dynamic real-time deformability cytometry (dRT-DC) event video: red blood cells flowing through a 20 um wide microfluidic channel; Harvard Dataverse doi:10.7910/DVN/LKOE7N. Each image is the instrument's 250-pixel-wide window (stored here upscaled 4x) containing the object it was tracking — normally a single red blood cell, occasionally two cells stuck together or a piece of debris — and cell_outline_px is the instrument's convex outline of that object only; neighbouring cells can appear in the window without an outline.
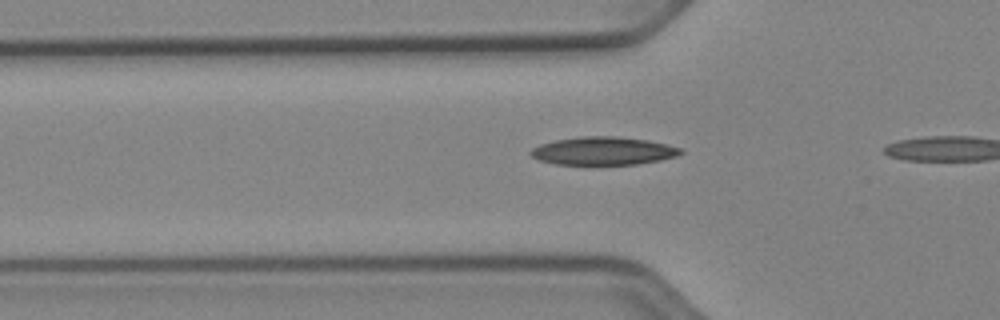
{"species": "Egyptian fruit bat (a non-hibernating species)", "species_latin": "Rousettus aegyptiacus", "temperature_condition": "cold", "stored_images_in_passage": 9, "camera_frame_rate_fps": 3000, "um_per_image_px": 0.085, "animal": {"sex": "female"}, "frame": {"image": 1, "passage_image": 7, "time_ms": 2.0, "image_size_px": [1000, 320], "cell_outline_px": [[684, 152], [676, 156], [660, 160], [636, 164], [556, 164], [540, 160], [532, 156], [528, 152], [532, 148], [540, 144], [556, 140], [580, 136], [616, 136], [648, 140], [680, 148]], "centroid_in_image_um": [51.26, 12.82], "position_along_channel_um": 74.5, "area_um2": 24.33}}